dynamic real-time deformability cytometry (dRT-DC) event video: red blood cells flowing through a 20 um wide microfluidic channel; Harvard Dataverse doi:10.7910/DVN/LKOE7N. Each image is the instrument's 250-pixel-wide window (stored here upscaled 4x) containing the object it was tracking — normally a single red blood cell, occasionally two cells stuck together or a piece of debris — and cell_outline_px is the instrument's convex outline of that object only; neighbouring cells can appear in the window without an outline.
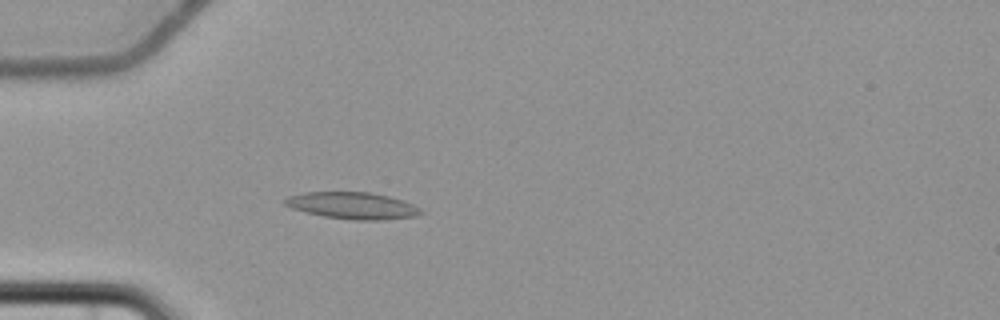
{"species": "common noctule bat (a hibernating species)", "species_latin": "Nyctalus noctula", "temperature_condition": "cold", "stored_images_in_passage": 6, "camera_frame_rate_fps": 3000, "um_per_image_px": 0.085, "animal": {"sex": "female", "body_mass_g": 22.7, "forearm_length_mm": 54.2}, "frame": {"image": 1, "passage_image": 6, "time_ms": 6.0, "image_size_px": [1000, 320], "cell_outline_px": [[424, 212], [416, 216], [384, 220], [352, 220], [324, 216], [292, 208], [284, 204], [280, 200], [288, 196], [304, 192], [368, 192], [388, 196], [412, 204], [420, 208]], "centroid_in_image_um": [29.94, 17.47], "position_along_channel_um": 55.1, "area_um2": 21.15}}